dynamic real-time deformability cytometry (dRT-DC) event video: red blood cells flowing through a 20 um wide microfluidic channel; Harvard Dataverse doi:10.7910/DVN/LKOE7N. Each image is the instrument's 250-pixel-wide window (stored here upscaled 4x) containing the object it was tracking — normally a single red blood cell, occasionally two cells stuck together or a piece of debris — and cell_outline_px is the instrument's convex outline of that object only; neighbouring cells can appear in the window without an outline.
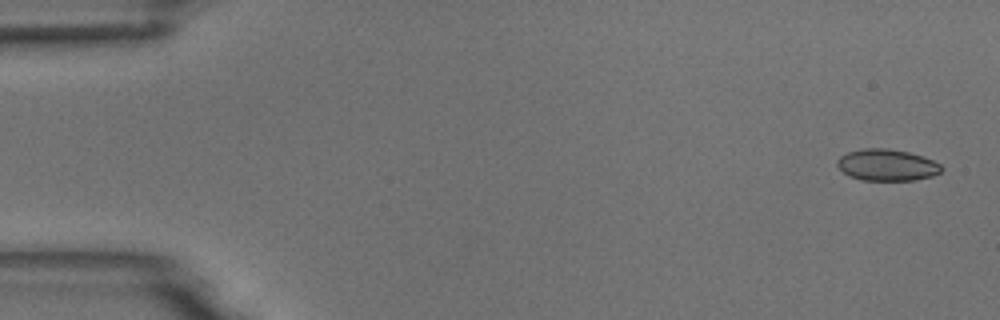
{"species": "common noctule bat (a hibernating species)", "species_latin": "Nyctalus noctula", "temperature_condition": "room temperature", "stored_images_in_passage": 6, "segment_of_instrument_passage": [1, 2], "camera_frame_rate_fps": 3000, "um_per_image_px": 0.085, "animal": {"sex": "male", "body_mass_g": 18.8}, "frame": {"image": 1, "passage_image": 1, "time_ms": 0.0, "image_size_px": [1000, 320], "cell_outline_px": [[944, 168], [940, 172], [932, 176], [916, 180], [864, 180], [848, 176], [836, 164], [836, 160], [840, 156], [848, 152], [864, 148], [888, 148], [908, 152], [924, 156], [940, 164]], "centroid_in_image_um": [75.4, 14.02], "position_along_channel_um": 9.6, "area_um2": 19.25}}